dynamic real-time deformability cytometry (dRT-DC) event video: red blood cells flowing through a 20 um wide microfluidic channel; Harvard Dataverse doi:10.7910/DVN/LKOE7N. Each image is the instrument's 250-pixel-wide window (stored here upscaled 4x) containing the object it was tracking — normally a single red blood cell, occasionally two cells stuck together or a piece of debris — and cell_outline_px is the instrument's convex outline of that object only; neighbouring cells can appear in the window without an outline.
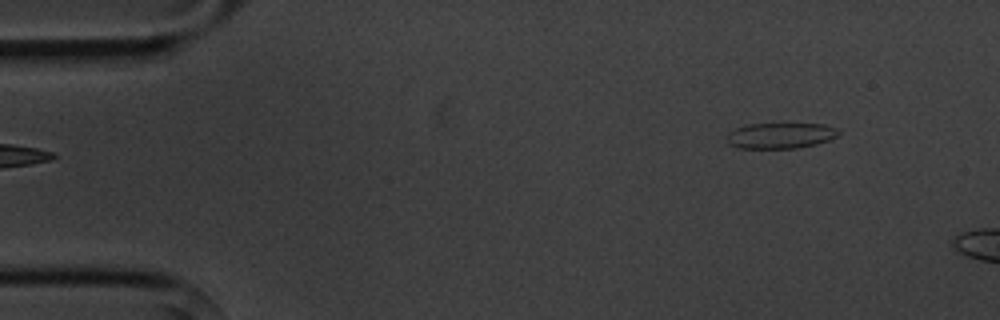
{"species": "common noctule bat (a hibernating species)", "species_latin": "Nyctalus noctula", "temperature_condition": "cold", "stored_images_in_passage": 5, "camera_frame_rate_fps": 3000, "um_per_image_px": 0.085, "animal": {"sex": "male", "body_mass_g": 20.1, "forearm_length_mm": 53.5}, "frame": {"image": 1, "passage_image": 5, "time_ms": 5.667, "image_size_px": [1000, 320], "cell_outline_px": [[840, 132], [836, 136], [828, 140], [816, 144], [796, 148], [736, 148], [728, 144], [728, 132], [736, 128], [748, 124], [824, 124], [836, 128]], "centroid_in_image_um": [66.32, 11.53], "position_along_channel_um": 18.7, "area_um2": 16.65}}